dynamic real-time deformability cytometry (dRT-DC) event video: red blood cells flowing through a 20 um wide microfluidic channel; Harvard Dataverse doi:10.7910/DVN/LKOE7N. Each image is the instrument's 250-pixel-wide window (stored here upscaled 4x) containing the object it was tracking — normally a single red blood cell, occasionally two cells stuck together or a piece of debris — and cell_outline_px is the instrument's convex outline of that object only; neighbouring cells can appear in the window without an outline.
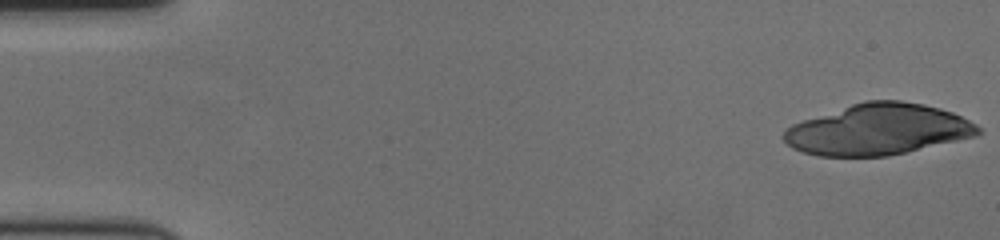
{"species": "human", "species_latin": "Homo sapiens", "temperature_condition": "cold", "stored_images_in_passage": 43, "camera_frame_rate_fps": 3000, "um_per_image_px": 0.085, "donor": {"sex": "female"}, "frame": {"image": 1, "passage_image": 1, "time_ms": 0.0, "image_size_px": [1000, 240], "cell_outline_px": [[980, 132], [976, 136], [888, 156], [816, 156], [792, 148], [784, 140], [784, 132], [792, 124], [864, 100], [900, 100], [924, 104], [940, 108], [952, 112], [976, 124], [980, 128]], "centroid_in_image_um": [74.64, 11.0], "position_along_channel_um": 10.4, "area_um2": 57.28}}